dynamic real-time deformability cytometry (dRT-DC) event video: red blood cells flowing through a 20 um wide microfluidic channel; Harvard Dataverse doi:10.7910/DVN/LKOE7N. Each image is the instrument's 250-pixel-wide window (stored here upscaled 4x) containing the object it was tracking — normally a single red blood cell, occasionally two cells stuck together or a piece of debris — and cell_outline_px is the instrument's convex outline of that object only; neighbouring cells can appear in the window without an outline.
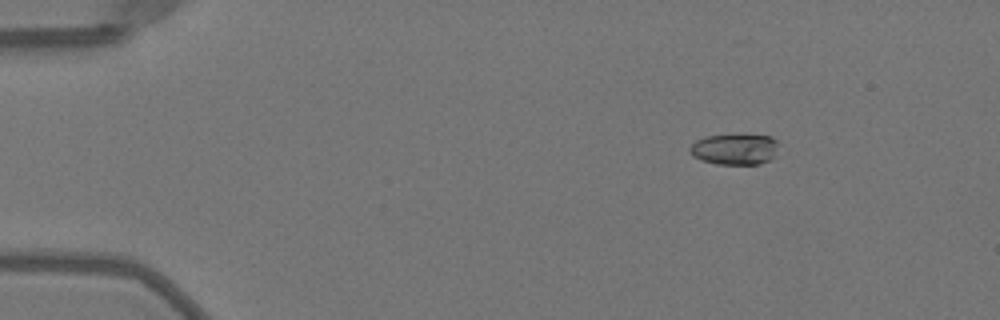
{"species": "Egyptian fruit bat (a non-hibernating species)", "species_latin": "Rousettus aegyptiacus", "temperature_condition": "warm", "stored_images_in_passage": 8, "camera_frame_rate_fps": 3000, "um_per_image_px": 0.085, "animal": {"sex": "female"}, "frame": {"image": 1, "passage_image": 1, "time_ms": 0.0, "image_size_px": [1000, 320], "cell_outline_px": [[776, 156], [772, 160], [760, 164], [716, 164], [700, 160], [692, 156], [688, 152], [688, 148], [696, 140], [708, 136], [736, 132], [772, 136], [776, 140]], "centroid_in_image_um": [62.45, 12.65], "position_along_channel_um": 22.6, "area_um2": 16.82}}